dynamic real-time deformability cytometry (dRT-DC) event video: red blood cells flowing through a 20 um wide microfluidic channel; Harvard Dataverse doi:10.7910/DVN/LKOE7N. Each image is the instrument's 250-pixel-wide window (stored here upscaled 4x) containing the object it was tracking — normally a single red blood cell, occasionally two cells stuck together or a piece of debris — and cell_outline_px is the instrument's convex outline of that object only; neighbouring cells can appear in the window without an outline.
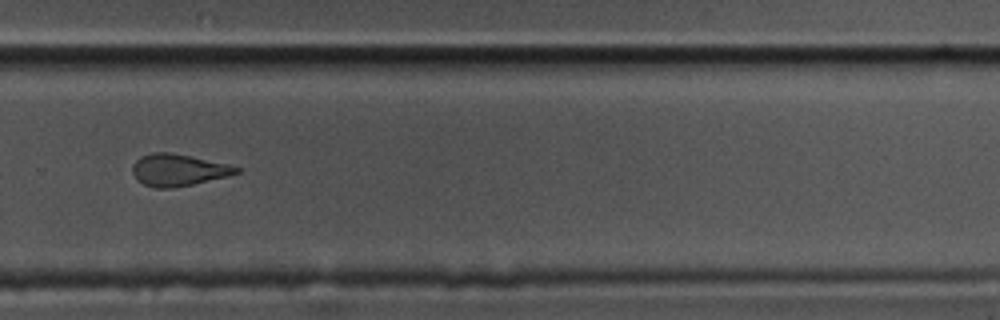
{"species": "common noctule bat (a hibernating species)", "species_latin": "Nyctalus noctula", "temperature_condition": "cold", "stored_images_in_passage": 14, "camera_frame_rate_fps": 3000, "um_per_image_px": 0.085, "animal": {"sex": "male", "body_mass_g": 17.5, "forearm_length_mm": 52.3}, "frame": {"image": 1, "passage_image": 10, "time_ms": 3.0, "image_size_px": [1000, 320], "cell_outline_px": [[244, 168], [240, 172], [228, 176], [192, 184], [172, 188], [156, 188], [144, 184], [132, 172], [132, 164], [140, 156], [152, 152], [168, 152], [228, 164]], "centroid_in_image_um": [15.17, 14.44], "position_along_channel_um": 314.6, "area_um2": 19.13}}
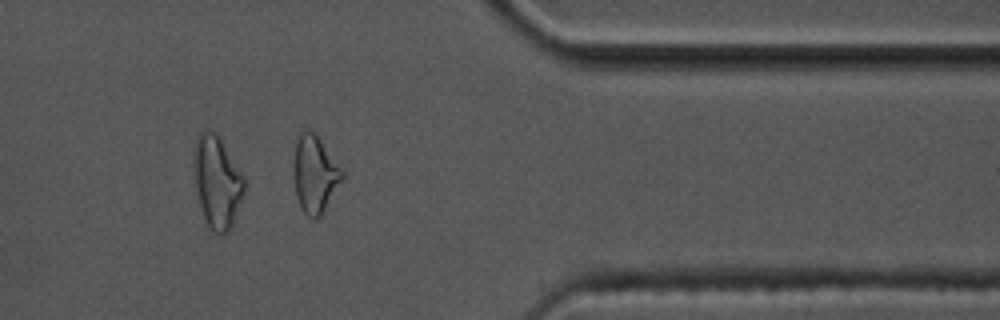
{"frame": {"image": 2, "passage_image": 12, "time_ms": 3.667, "image_size_px": [1000, 320], "cell_outline_px": [[344, 176], [320, 216], [316, 220], [312, 220], [300, 208], [296, 196], [292, 172], [296, 144], [300, 132], [304, 128], [312, 132], [320, 140], [344, 168]], "centroid_in_image_um": [26.75, 14.81], "position_along_channel_um": 384.7, "area_um2": 21.96}}